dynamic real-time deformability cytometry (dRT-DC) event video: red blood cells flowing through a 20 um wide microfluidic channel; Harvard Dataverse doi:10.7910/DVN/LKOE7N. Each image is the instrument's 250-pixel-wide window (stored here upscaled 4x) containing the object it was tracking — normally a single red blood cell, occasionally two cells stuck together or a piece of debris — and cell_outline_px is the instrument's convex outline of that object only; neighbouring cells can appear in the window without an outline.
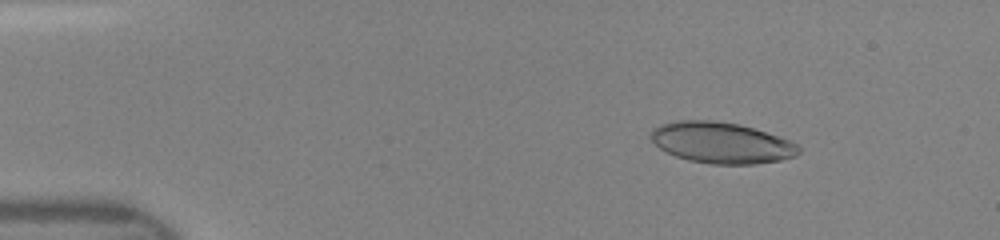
{"species": "human", "species_latin": "Homo sapiens", "temperature_condition": "room temperature", "stored_images_in_passage": 43, "camera_frame_rate_fps": 3000, "um_per_image_px": 0.085, "donor": {"sex": "female"}, "frame": {"image": 1, "passage_image": 6, "time_ms": 1.667, "image_size_px": [1000, 240], "cell_outline_px": [[800, 152], [796, 156], [780, 160], [756, 164], [712, 164], [688, 160], [676, 156], [660, 148], [648, 136], [648, 132], [652, 128], [660, 124], [680, 120], [712, 120], [740, 124], [788, 140], [796, 144], [800, 148]], "centroid_in_image_um": [61.28, 12.13], "position_along_channel_um": 23.7, "area_um2": 35.32}}
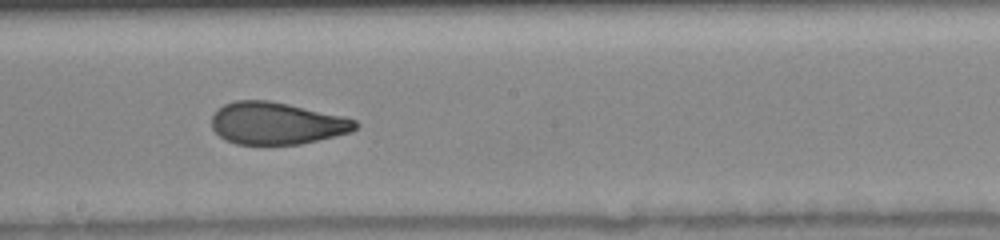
{"frame": {"image": 2, "passage_image": 26, "time_ms": 8.333, "image_size_px": [1000, 240], "cell_outline_px": [[360, 124], [352, 132], [336, 136], [300, 144], [236, 144], [224, 140], [212, 128], [212, 116], [224, 104], [236, 100], [268, 100], [288, 104], [344, 116], [356, 120]], "centroid_in_image_um": [23.54, 10.48], "position_along_channel_um": 224.7, "area_um2": 35.32}}
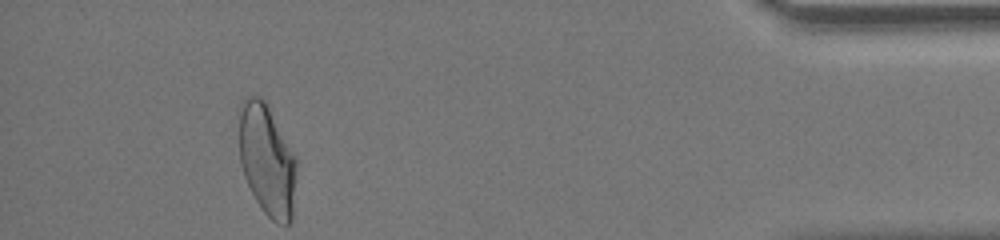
{"frame": {"image": 3, "passage_image": 43, "time_ms": 14.0, "image_size_px": [1000, 240], "cell_outline_px": [[296, 172], [292, 220], [288, 224], [284, 224], [272, 220], [264, 212], [256, 200], [244, 176], [240, 164], [236, 112], [240, 104], [248, 96], [260, 96], [264, 100], [296, 156]], "centroid_in_image_um": [22.65, 13.55], "position_along_channel_um": 412.6, "area_um2": 37.74}}